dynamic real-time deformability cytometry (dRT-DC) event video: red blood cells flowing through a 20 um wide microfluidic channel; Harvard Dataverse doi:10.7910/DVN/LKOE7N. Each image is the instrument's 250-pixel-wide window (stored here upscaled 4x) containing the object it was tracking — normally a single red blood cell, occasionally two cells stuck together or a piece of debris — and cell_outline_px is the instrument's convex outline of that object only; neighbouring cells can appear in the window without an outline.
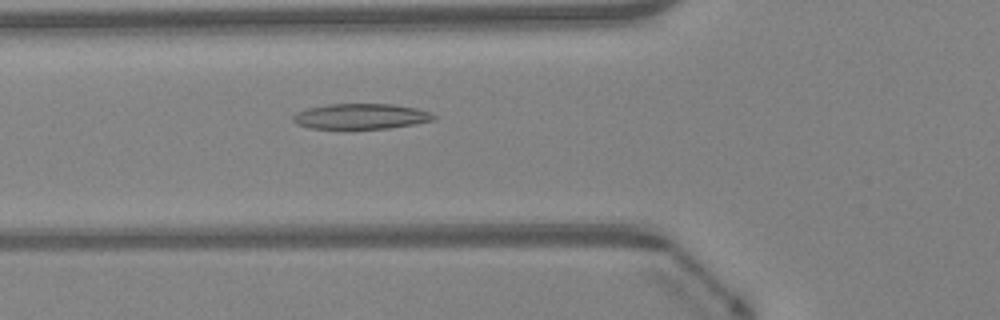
{"species": "Egyptian fruit bat (a non-hibernating species)", "species_latin": "Rousettus aegyptiacus", "temperature_condition": "warm", "stored_images_in_passage": 47, "camera_frame_rate_fps": 3000, "um_per_image_px": 0.085, "animal": {"sex": "female"}, "frame": {"image": 1, "passage_image": 17, "time_ms": 5.333, "image_size_px": [1000, 320], "cell_outline_px": [[436, 116], [432, 120], [412, 124], [388, 128], [312, 128], [296, 124], [292, 120], [292, 116], [296, 112], [308, 108], [328, 104], [392, 104], [416, 108], [432, 112]], "centroid_in_image_um": [30.65, 9.88], "position_along_channel_um": 95.1, "area_um2": 20.63}}
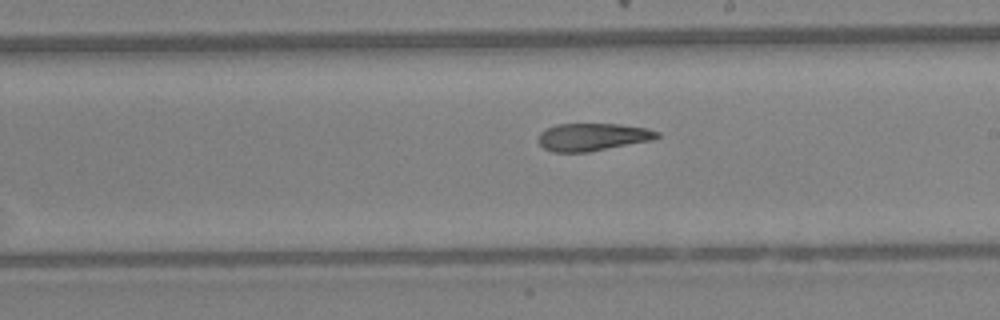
{"frame": {"image": 2, "passage_image": 27, "time_ms": 8.667, "image_size_px": [1000, 320], "cell_outline_px": [[660, 136], [652, 140], [588, 152], [552, 152], [544, 148], [540, 144], [540, 132], [556, 124], [620, 124], [648, 128], [660, 132]], "centroid_in_image_um": [50.41, 11.64], "position_along_channel_um": 238.6, "area_um2": 19.02}}
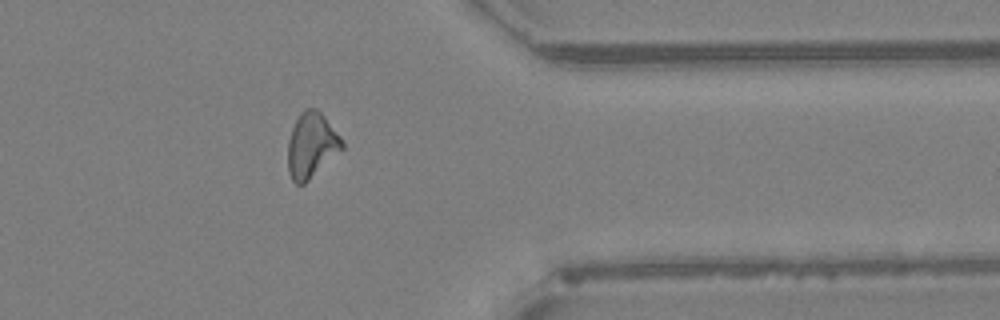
{"frame": {"image": 3, "passage_image": 38, "time_ms": 12.333, "image_size_px": [1000, 320], "cell_outline_px": [[344, 148], [304, 184], [296, 184], [292, 180], [288, 172], [288, 140], [292, 128], [300, 112], [304, 108], [316, 108], [324, 116], [340, 136], [344, 144]], "centroid_in_image_um": [26.46, 12.34], "position_along_channel_um": 384.9, "area_um2": 20.52}, "authors_computed_cell_mechanics": {"area_um2": 20.6346, "velocity_mm_per_s": 4.3188, "shape_relaxation_time_tau1_ms": null, "shape_relaxation_time_tau2_ms": 3.4082, "deformation_change_tau1": null, "deformation_change_tau2": 0.128}}